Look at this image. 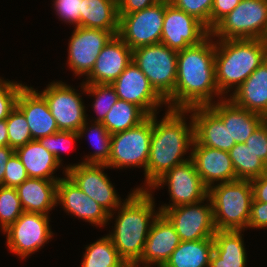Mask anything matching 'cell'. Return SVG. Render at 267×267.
Returning <instances> with one entry per match:
<instances>
[{
	"instance_id": "obj_17",
	"label": "cell",
	"mask_w": 267,
	"mask_h": 267,
	"mask_svg": "<svg viewBox=\"0 0 267 267\" xmlns=\"http://www.w3.org/2000/svg\"><path fill=\"white\" fill-rule=\"evenodd\" d=\"M111 85L118 99L139 106L148 116L158 114L157 110L162 105L167 107L166 101L155 91L133 60Z\"/></svg>"
},
{
	"instance_id": "obj_43",
	"label": "cell",
	"mask_w": 267,
	"mask_h": 267,
	"mask_svg": "<svg viewBox=\"0 0 267 267\" xmlns=\"http://www.w3.org/2000/svg\"><path fill=\"white\" fill-rule=\"evenodd\" d=\"M245 144L267 165V119L250 135Z\"/></svg>"
},
{
	"instance_id": "obj_42",
	"label": "cell",
	"mask_w": 267,
	"mask_h": 267,
	"mask_svg": "<svg viewBox=\"0 0 267 267\" xmlns=\"http://www.w3.org/2000/svg\"><path fill=\"white\" fill-rule=\"evenodd\" d=\"M28 178L29 177L20 158L16 155V153H14L6 164V170L3 178V186L16 188Z\"/></svg>"
},
{
	"instance_id": "obj_21",
	"label": "cell",
	"mask_w": 267,
	"mask_h": 267,
	"mask_svg": "<svg viewBox=\"0 0 267 267\" xmlns=\"http://www.w3.org/2000/svg\"><path fill=\"white\" fill-rule=\"evenodd\" d=\"M191 160L203 183L209 188L212 185L236 180L232 161L228 151L192 143Z\"/></svg>"
},
{
	"instance_id": "obj_46",
	"label": "cell",
	"mask_w": 267,
	"mask_h": 267,
	"mask_svg": "<svg viewBox=\"0 0 267 267\" xmlns=\"http://www.w3.org/2000/svg\"><path fill=\"white\" fill-rule=\"evenodd\" d=\"M162 0H117L118 14H131L151 7Z\"/></svg>"
},
{
	"instance_id": "obj_50",
	"label": "cell",
	"mask_w": 267,
	"mask_h": 267,
	"mask_svg": "<svg viewBox=\"0 0 267 267\" xmlns=\"http://www.w3.org/2000/svg\"><path fill=\"white\" fill-rule=\"evenodd\" d=\"M209 267H247V266L209 265Z\"/></svg>"
},
{
	"instance_id": "obj_38",
	"label": "cell",
	"mask_w": 267,
	"mask_h": 267,
	"mask_svg": "<svg viewBox=\"0 0 267 267\" xmlns=\"http://www.w3.org/2000/svg\"><path fill=\"white\" fill-rule=\"evenodd\" d=\"M79 139L78 132L59 131L44 138H40L38 141L55 157L59 164L62 165L63 160L60 156V152L69 149L73 142L78 141Z\"/></svg>"
},
{
	"instance_id": "obj_40",
	"label": "cell",
	"mask_w": 267,
	"mask_h": 267,
	"mask_svg": "<svg viewBox=\"0 0 267 267\" xmlns=\"http://www.w3.org/2000/svg\"><path fill=\"white\" fill-rule=\"evenodd\" d=\"M24 86L17 81L11 82L0 77V120L7 119L9 113L16 107L18 95Z\"/></svg>"
},
{
	"instance_id": "obj_18",
	"label": "cell",
	"mask_w": 267,
	"mask_h": 267,
	"mask_svg": "<svg viewBox=\"0 0 267 267\" xmlns=\"http://www.w3.org/2000/svg\"><path fill=\"white\" fill-rule=\"evenodd\" d=\"M64 176L57 184L56 204L63 206L62 208L68 215L70 213L91 225L107 226L109 213L87 196L65 173Z\"/></svg>"
},
{
	"instance_id": "obj_19",
	"label": "cell",
	"mask_w": 267,
	"mask_h": 267,
	"mask_svg": "<svg viewBox=\"0 0 267 267\" xmlns=\"http://www.w3.org/2000/svg\"><path fill=\"white\" fill-rule=\"evenodd\" d=\"M180 242L174 226L160 213L151 225L141 258L133 266L162 267Z\"/></svg>"
},
{
	"instance_id": "obj_27",
	"label": "cell",
	"mask_w": 267,
	"mask_h": 267,
	"mask_svg": "<svg viewBox=\"0 0 267 267\" xmlns=\"http://www.w3.org/2000/svg\"><path fill=\"white\" fill-rule=\"evenodd\" d=\"M29 178L60 180L53 174L61 166L55 157L48 152L38 140H32L15 150Z\"/></svg>"
},
{
	"instance_id": "obj_30",
	"label": "cell",
	"mask_w": 267,
	"mask_h": 267,
	"mask_svg": "<svg viewBox=\"0 0 267 267\" xmlns=\"http://www.w3.org/2000/svg\"><path fill=\"white\" fill-rule=\"evenodd\" d=\"M213 238L181 241L162 267H209Z\"/></svg>"
},
{
	"instance_id": "obj_9",
	"label": "cell",
	"mask_w": 267,
	"mask_h": 267,
	"mask_svg": "<svg viewBox=\"0 0 267 267\" xmlns=\"http://www.w3.org/2000/svg\"><path fill=\"white\" fill-rule=\"evenodd\" d=\"M165 184L172 203L161 205V214L168 208L198 203L208 197V187L201 180L191 159L168 170L148 190L153 194V190Z\"/></svg>"
},
{
	"instance_id": "obj_32",
	"label": "cell",
	"mask_w": 267,
	"mask_h": 267,
	"mask_svg": "<svg viewBox=\"0 0 267 267\" xmlns=\"http://www.w3.org/2000/svg\"><path fill=\"white\" fill-rule=\"evenodd\" d=\"M81 267H129L106 235L86 245Z\"/></svg>"
},
{
	"instance_id": "obj_23",
	"label": "cell",
	"mask_w": 267,
	"mask_h": 267,
	"mask_svg": "<svg viewBox=\"0 0 267 267\" xmlns=\"http://www.w3.org/2000/svg\"><path fill=\"white\" fill-rule=\"evenodd\" d=\"M188 113L194 123V140L199 145L228 152L235 146L228 128L208 106L189 108Z\"/></svg>"
},
{
	"instance_id": "obj_14",
	"label": "cell",
	"mask_w": 267,
	"mask_h": 267,
	"mask_svg": "<svg viewBox=\"0 0 267 267\" xmlns=\"http://www.w3.org/2000/svg\"><path fill=\"white\" fill-rule=\"evenodd\" d=\"M162 214L174 226L181 241L213 238L216 233L209 197L198 203L168 208Z\"/></svg>"
},
{
	"instance_id": "obj_51",
	"label": "cell",
	"mask_w": 267,
	"mask_h": 267,
	"mask_svg": "<svg viewBox=\"0 0 267 267\" xmlns=\"http://www.w3.org/2000/svg\"><path fill=\"white\" fill-rule=\"evenodd\" d=\"M264 40L267 42V31H266V35H265Z\"/></svg>"
},
{
	"instance_id": "obj_36",
	"label": "cell",
	"mask_w": 267,
	"mask_h": 267,
	"mask_svg": "<svg viewBox=\"0 0 267 267\" xmlns=\"http://www.w3.org/2000/svg\"><path fill=\"white\" fill-rule=\"evenodd\" d=\"M24 212L15 187L0 185V227L6 230Z\"/></svg>"
},
{
	"instance_id": "obj_44",
	"label": "cell",
	"mask_w": 267,
	"mask_h": 267,
	"mask_svg": "<svg viewBox=\"0 0 267 267\" xmlns=\"http://www.w3.org/2000/svg\"><path fill=\"white\" fill-rule=\"evenodd\" d=\"M247 228H267V203L256 201L253 198L250 219Z\"/></svg>"
},
{
	"instance_id": "obj_37",
	"label": "cell",
	"mask_w": 267,
	"mask_h": 267,
	"mask_svg": "<svg viewBox=\"0 0 267 267\" xmlns=\"http://www.w3.org/2000/svg\"><path fill=\"white\" fill-rule=\"evenodd\" d=\"M6 123L10 148L16 150L33 140L26 117L17 107L9 113Z\"/></svg>"
},
{
	"instance_id": "obj_25",
	"label": "cell",
	"mask_w": 267,
	"mask_h": 267,
	"mask_svg": "<svg viewBox=\"0 0 267 267\" xmlns=\"http://www.w3.org/2000/svg\"><path fill=\"white\" fill-rule=\"evenodd\" d=\"M229 96L235 105L267 119V59Z\"/></svg>"
},
{
	"instance_id": "obj_41",
	"label": "cell",
	"mask_w": 267,
	"mask_h": 267,
	"mask_svg": "<svg viewBox=\"0 0 267 267\" xmlns=\"http://www.w3.org/2000/svg\"><path fill=\"white\" fill-rule=\"evenodd\" d=\"M83 0H53L54 10L63 22L80 26V10Z\"/></svg>"
},
{
	"instance_id": "obj_26",
	"label": "cell",
	"mask_w": 267,
	"mask_h": 267,
	"mask_svg": "<svg viewBox=\"0 0 267 267\" xmlns=\"http://www.w3.org/2000/svg\"><path fill=\"white\" fill-rule=\"evenodd\" d=\"M59 180L28 178L16 187L24 212L48 215L57 206V184Z\"/></svg>"
},
{
	"instance_id": "obj_13",
	"label": "cell",
	"mask_w": 267,
	"mask_h": 267,
	"mask_svg": "<svg viewBox=\"0 0 267 267\" xmlns=\"http://www.w3.org/2000/svg\"><path fill=\"white\" fill-rule=\"evenodd\" d=\"M63 170L87 196L95 200L109 214L114 212L123 202L117 194L110 178L104 172L109 168L106 164H69Z\"/></svg>"
},
{
	"instance_id": "obj_20",
	"label": "cell",
	"mask_w": 267,
	"mask_h": 267,
	"mask_svg": "<svg viewBox=\"0 0 267 267\" xmlns=\"http://www.w3.org/2000/svg\"><path fill=\"white\" fill-rule=\"evenodd\" d=\"M132 61V49L118 36L104 46L83 83L112 84Z\"/></svg>"
},
{
	"instance_id": "obj_47",
	"label": "cell",
	"mask_w": 267,
	"mask_h": 267,
	"mask_svg": "<svg viewBox=\"0 0 267 267\" xmlns=\"http://www.w3.org/2000/svg\"><path fill=\"white\" fill-rule=\"evenodd\" d=\"M253 188V198L267 203V172L250 180Z\"/></svg>"
},
{
	"instance_id": "obj_3",
	"label": "cell",
	"mask_w": 267,
	"mask_h": 267,
	"mask_svg": "<svg viewBox=\"0 0 267 267\" xmlns=\"http://www.w3.org/2000/svg\"><path fill=\"white\" fill-rule=\"evenodd\" d=\"M154 200L149 190L134 189L115 212L109 214V221L114 219V214L116 218L113 232L107 235L128 266L141 258L151 225L160 214L159 209L155 211Z\"/></svg>"
},
{
	"instance_id": "obj_2",
	"label": "cell",
	"mask_w": 267,
	"mask_h": 267,
	"mask_svg": "<svg viewBox=\"0 0 267 267\" xmlns=\"http://www.w3.org/2000/svg\"><path fill=\"white\" fill-rule=\"evenodd\" d=\"M187 113L188 110L167 108L161 120H157V114L152 115L145 189L148 190L168 170L191 159L189 150L194 140V123L189 113L188 125L185 117ZM188 152L189 156L185 158Z\"/></svg>"
},
{
	"instance_id": "obj_24",
	"label": "cell",
	"mask_w": 267,
	"mask_h": 267,
	"mask_svg": "<svg viewBox=\"0 0 267 267\" xmlns=\"http://www.w3.org/2000/svg\"><path fill=\"white\" fill-rule=\"evenodd\" d=\"M224 123L235 143H245L250 135L266 120L258 113L235 105L223 98L208 106Z\"/></svg>"
},
{
	"instance_id": "obj_8",
	"label": "cell",
	"mask_w": 267,
	"mask_h": 267,
	"mask_svg": "<svg viewBox=\"0 0 267 267\" xmlns=\"http://www.w3.org/2000/svg\"><path fill=\"white\" fill-rule=\"evenodd\" d=\"M151 136L152 115L139 125L111 136V154L106 165L111 169L143 167L144 187L139 186L135 189H145L146 186V167L150 155Z\"/></svg>"
},
{
	"instance_id": "obj_29",
	"label": "cell",
	"mask_w": 267,
	"mask_h": 267,
	"mask_svg": "<svg viewBox=\"0 0 267 267\" xmlns=\"http://www.w3.org/2000/svg\"><path fill=\"white\" fill-rule=\"evenodd\" d=\"M117 0H83L80 10V27L118 33Z\"/></svg>"
},
{
	"instance_id": "obj_34",
	"label": "cell",
	"mask_w": 267,
	"mask_h": 267,
	"mask_svg": "<svg viewBox=\"0 0 267 267\" xmlns=\"http://www.w3.org/2000/svg\"><path fill=\"white\" fill-rule=\"evenodd\" d=\"M91 122L88 123L86 121L84 125L79 129V137L80 139L83 138L86 133L88 134V138L91 141L94 137V141L91 144L94 148V152L90 156H85V159L81 162L84 164H106L109 160L110 154H111V134L107 130V128L102 124L98 122ZM89 132V133H88ZM90 135V137H89Z\"/></svg>"
},
{
	"instance_id": "obj_6",
	"label": "cell",
	"mask_w": 267,
	"mask_h": 267,
	"mask_svg": "<svg viewBox=\"0 0 267 267\" xmlns=\"http://www.w3.org/2000/svg\"><path fill=\"white\" fill-rule=\"evenodd\" d=\"M177 57L178 51L170 49L161 42L132 50V60L165 101L174 93Z\"/></svg>"
},
{
	"instance_id": "obj_39",
	"label": "cell",
	"mask_w": 267,
	"mask_h": 267,
	"mask_svg": "<svg viewBox=\"0 0 267 267\" xmlns=\"http://www.w3.org/2000/svg\"><path fill=\"white\" fill-rule=\"evenodd\" d=\"M176 8L194 16L211 30V9L213 0H169Z\"/></svg>"
},
{
	"instance_id": "obj_35",
	"label": "cell",
	"mask_w": 267,
	"mask_h": 267,
	"mask_svg": "<svg viewBox=\"0 0 267 267\" xmlns=\"http://www.w3.org/2000/svg\"><path fill=\"white\" fill-rule=\"evenodd\" d=\"M82 90L83 93L95 97L92 108L94 112L97 113V117L92 119V121L102 123L112 106L118 100V95L114 87L111 84H89L82 82L81 91Z\"/></svg>"
},
{
	"instance_id": "obj_16",
	"label": "cell",
	"mask_w": 267,
	"mask_h": 267,
	"mask_svg": "<svg viewBox=\"0 0 267 267\" xmlns=\"http://www.w3.org/2000/svg\"><path fill=\"white\" fill-rule=\"evenodd\" d=\"M68 46V66L76 77L88 76L97 56L114 36L110 31L76 26Z\"/></svg>"
},
{
	"instance_id": "obj_10",
	"label": "cell",
	"mask_w": 267,
	"mask_h": 267,
	"mask_svg": "<svg viewBox=\"0 0 267 267\" xmlns=\"http://www.w3.org/2000/svg\"><path fill=\"white\" fill-rule=\"evenodd\" d=\"M49 215L23 212L6 230V246L21 259L31 256L53 237ZM47 242V243H46Z\"/></svg>"
},
{
	"instance_id": "obj_5",
	"label": "cell",
	"mask_w": 267,
	"mask_h": 267,
	"mask_svg": "<svg viewBox=\"0 0 267 267\" xmlns=\"http://www.w3.org/2000/svg\"><path fill=\"white\" fill-rule=\"evenodd\" d=\"M208 197L216 230H247L253 201L250 180L214 184L208 188Z\"/></svg>"
},
{
	"instance_id": "obj_28",
	"label": "cell",
	"mask_w": 267,
	"mask_h": 267,
	"mask_svg": "<svg viewBox=\"0 0 267 267\" xmlns=\"http://www.w3.org/2000/svg\"><path fill=\"white\" fill-rule=\"evenodd\" d=\"M242 231L216 230L210 265L246 266L247 253Z\"/></svg>"
},
{
	"instance_id": "obj_4",
	"label": "cell",
	"mask_w": 267,
	"mask_h": 267,
	"mask_svg": "<svg viewBox=\"0 0 267 267\" xmlns=\"http://www.w3.org/2000/svg\"><path fill=\"white\" fill-rule=\"evenodd\" d=\"M265 59L267 42L264 39L216 38L215 74L220 94L229 97L230 90L235 91Z\"/></svg>"
},
{
	"instance_id": "obj_45",
	"label": "cell",
	"mask_w": 267,
	"mask_h": 267,
	"mask_svg": "<svg viewBox=\"0 0 267 267\" xmlns=\"http://www.w3.org/2000/svg\"><path fill=\"white\" fill-rule=\"evenodd\" d=\"M241 0H213L211 9V29L227 14L235 9Z\"/></svg>"
},
{
	"instance_id": "obj_15",
	"label": "cell",
	"mask_w": 267,
	"mask_h": 267,
	"mask_svg": "<svg viewBox=\"0 0 267 267\" xmlns=\"http://www.w3.org/2000/svg\"><path fill=\"white\" fill-rule=\"evenodd\" d=\"M210 35V30L194 16L174 7L165 0V15L160 42L170 49L180 51L200 44Z\"/></svg>"
},
{
	"instance_id": "obj_49",
	"label": "cell",
	"mask_w": 267,
	"mask_h": 267,
	"mask_svg": "<svg viewBox=\"0 0 267 267\" xmlns=\"http://www.w3.org/2000/svg\"><path fill=\"white\" fill-rule=\"evenodd\" d=\"M8 146V129L6 119L0 120V147Z\"/></svg>"
},
{
	"instance_id": "obj_48",
	"label": "cell",
	"mask_w": 267,
	"mask_h": 267,
	"mask_svg": "<svg viewBox=\"0 0 267 267\" xmlns=\"http://www.w3.org/2000/svg\"><path fill=\"white\" fill-rule=\"evenodd\" d=\"M15 153V150L10 148L9 146H1L0 147V185L3 186V178L6 170V164L8 160Z\"/></svg>"
},
{
	"instance_id": "obj_33",
	"label": "cell",
	"mask_w": 267,
	"mask_h": 267,
	"mask_svg": "<svg viewBox=\"0 0 267 267\" xmlns=\"http://www.w3.org/2000/svg\"><path fill=\"white\" fill-rule=\"evenodd\" d=\"M229 155L236 180H251L267 172V165L245 143H236Z\"/></svg>"
},
{
	"instance_id": "obj_11",
	"label": "cell",
	"mask_w": 267,
	"mask_h": 267,
	"mask_svg": "<svg viewBox=\"0 0 267 267\" xmlns=\"http://www.w3.org/2000/svg\"><path fill=\"white\" fill-rule=\"evenodd\" d=\"M165 0L131 14H118L117 35L132 49L160 43Z\"/></svg>"
},
{
	"instance_id": "obj_1",
	"label": "cell",
	"mask_w": 267,
	"mask_h": 267,
	"mask_svg": "<svg viewBox=\"0 0 267 267\" xmlns=\"http://www.w3.org/2000/svg\"><path fill=\"white\" fill-rule=\"evenodd\" d=\"M213 40L209 35L200 44L178 51L176 84L173 95L166 101L168 109L209 106L216 102L214 97L224 98L216 83Z\"/></svg>"
},
{
	"instance_id": "obj_7",
	"label": "cell",
	"mask_w": 267,
	"mask_h": 267,
	"mask_svg": "<svg viewBox=\"0 0 267 267\" xmlns=\"http://www.w3.org/2000/svg\"><path fill=\"white\" fill-rule=\"evenodd\" d=\"M267 31V0H241L211 30L215 39H264Z\"/></svg>"
},
{
	"instance_id": "obj_12",
	"label": "cell",
	"mask_w": 267,
	"mask_h": 267,
	"mask_svg": "<svg viewBox=\"0 0 267 267\" xmlns=\"http://www.w3.org/2000/svg\"><path fill=\"white\" fill-rule=\"evenodd\" d=\"M62 81H53L43 91H38L46 100L59 131L78 132L89 120L81 94Z\"/></svg>"
},
{
	"instance_id": "obj_31",
	"label": "cell",
	"mask_w": 267,
	"mask_h": 267,
	"mask_svg": "<svg viewBox=\"0 0 267 267\" xmlns=\"http://www.w3.org/2000/svg\"><path fill=\"white\" fill-rule=\"evenodd\" d=\"M147 117L148 115L139 106L118 99L102 124L112 135L139 125Z\"/></svg>"
},
{
	"instance_id": "obj_22",
	"label": "cell",
	"mask_w": 267,
	"mask_h": 267,
	"mask_svg": "<svg viewBox=\"0 0 267 267\" xmlns=\"http://www.w3.org/2000/svg\"><path fill=\"white\" fill-rule=\"evenodd\" d=\"M16 107L26 117L33 140L59 132L45 98L33 87L25 85L20 90Z\"/></svg>"
}]
</instances>
